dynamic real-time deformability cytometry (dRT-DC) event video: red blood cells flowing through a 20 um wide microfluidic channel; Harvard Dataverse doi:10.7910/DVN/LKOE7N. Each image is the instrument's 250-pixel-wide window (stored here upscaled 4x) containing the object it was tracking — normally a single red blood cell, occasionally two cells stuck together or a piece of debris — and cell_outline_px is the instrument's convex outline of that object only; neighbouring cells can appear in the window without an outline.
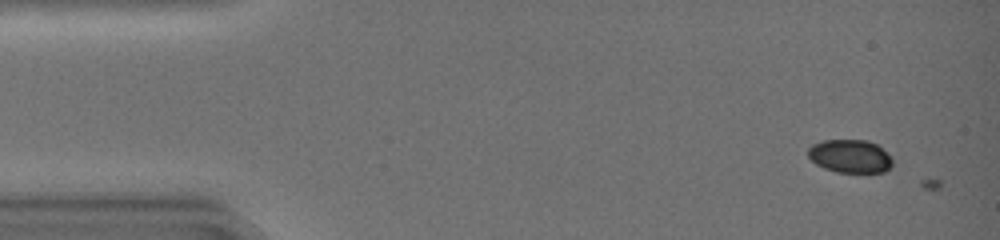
{"species": "common noctule bat (a hibernating species)", "species_latin": "Nyctalus noctula", "temperature_condition": "warm", "stored_images_in_passage": 3, "camera_frame_rate_fps": 3000, "um_per_image_px": 0.085, "animal": {"sex": "female", "body_mass_g": 19.0, "forearm_length_mm": 51.5}, "frame": {"image": 1, "passage_image": 1, "time_ms": 0.0, "image_size_px": [1000, 240], "cell_outline_px": [[892, 164], [884, 172], [836, 172], [824, 168], [816, 164], [808, 156], [808, 148], [812, 144], [824, 140], [868, 140], [876, 144], [892, 160]], "centroid_in_image_um": [72.21, 13.27], "position_along_channel_um": 12.8, "area_um2": 16.13}}